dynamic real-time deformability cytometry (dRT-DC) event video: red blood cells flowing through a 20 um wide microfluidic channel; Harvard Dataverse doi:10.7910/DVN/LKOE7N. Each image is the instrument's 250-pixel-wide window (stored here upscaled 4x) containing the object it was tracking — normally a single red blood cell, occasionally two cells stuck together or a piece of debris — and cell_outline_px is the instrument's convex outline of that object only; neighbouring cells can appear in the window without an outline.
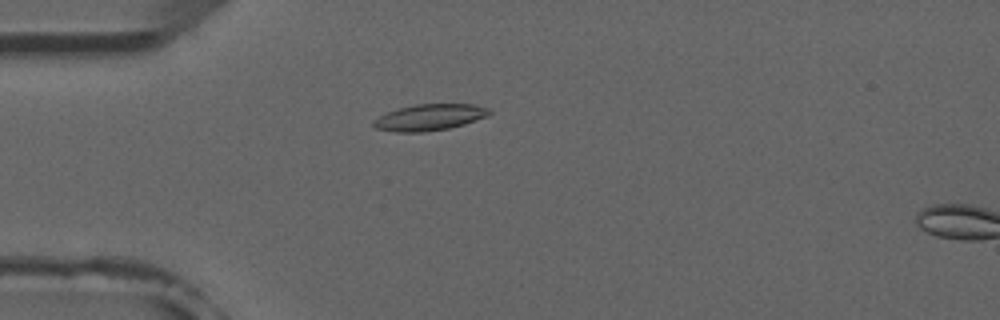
{"species": "common noctule bat (a hibernating species)", "species_latin": "Nyctalus noctula", "temperature_condition": "room temperature", "stored_images_in_passage": 6, "camera_frame_rate_fps": 3000, "um_per_image_px": 0.085, "animal": {"sex": "male", "forearm_length_mm": 52.5}, "frame": {"image": 1, "passage_image": 5, "time_ms": 4.667, "image_size_px": [1000, 320], "cell_outline_px": [[492, 112], [488, 116], [464, 124], [448, 128], [424, 132], [396, 132], [376, 128], [372, 124], [372, 120], [388, 112], [400, 108], [416, 104], [472, 104], [488, 108]], "centroid_in_image_um": [36.52, 9.97], "position_along_channel_um": 48.5, "area_um2": 17.63}}